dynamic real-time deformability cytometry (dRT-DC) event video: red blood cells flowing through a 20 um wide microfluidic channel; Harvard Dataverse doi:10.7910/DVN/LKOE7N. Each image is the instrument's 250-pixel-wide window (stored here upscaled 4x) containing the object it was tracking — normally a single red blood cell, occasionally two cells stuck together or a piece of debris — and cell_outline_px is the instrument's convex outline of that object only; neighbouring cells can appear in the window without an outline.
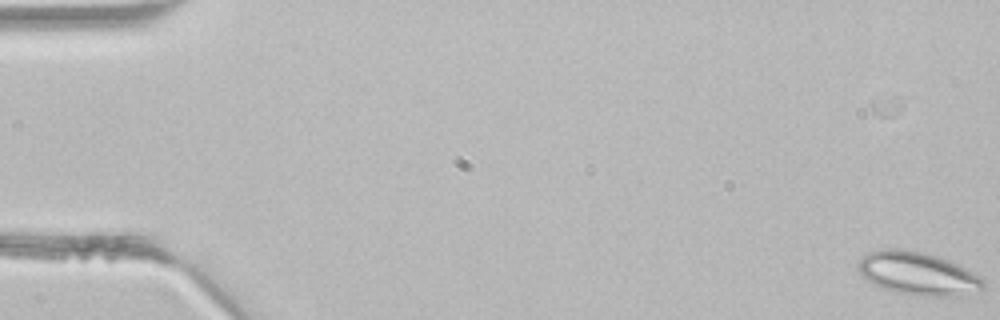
{"species": "common noctule bat (a hibernating species)", "species_latin": "Nyctalus noctula", "temperature_condition": "room temperature", "stored_images_in_passage": 5, "camera_frame_rate_fps": 3000, "um_per_image_px": 0.085, "animal": {"sex": "male", "body_mass_g": 21.5, "forearm_length_mm": 52.0}, "frame": {"image": 1, "passage_image": 2, "time_ms": 0.333, "image_size_px": [1000, 320], "cell_outline_px": [[984, 288], [948, 296], [916, 296], [896, 292], [880, 288], [864, 280], [856, 268], [856, 264], [868, 252], [884, 248], [904, 248], [940, 256], [964, 268], [984, 280]], "centroid_in_image_um": [77.89, 23.23], "position_along_channel_um": 7.1, "area_um2": 31.39}}